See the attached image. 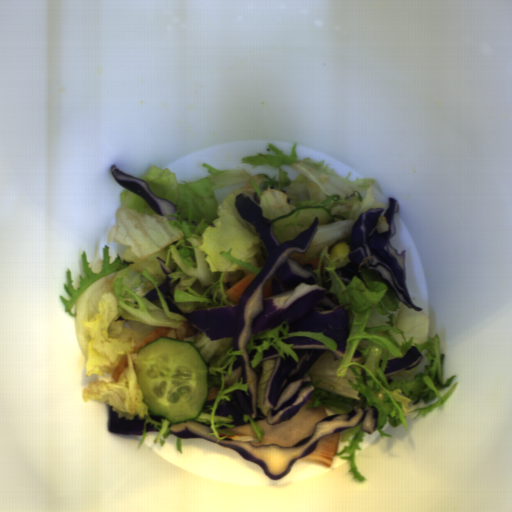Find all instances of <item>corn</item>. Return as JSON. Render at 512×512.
I'll use <instances>...</instances> for the list:
<instances>
[{
    "label": "corn",
    "mask_w": 512,
    "mask_h": 512,
    "mask_svg": "<svg viewBox=\"0 0 512 512\" xmlns=\"http://www.w3.org/2000/svg\"><path fill=\"white\" fill-rule=\"evenodd\" d=\"M352 248L351 245L344 242H337L332 245L330 250V260L334 263L335 261L346 260L349 256Z\"/></svg>",
    "instance_id": "51d56268"
}]
</instances>
